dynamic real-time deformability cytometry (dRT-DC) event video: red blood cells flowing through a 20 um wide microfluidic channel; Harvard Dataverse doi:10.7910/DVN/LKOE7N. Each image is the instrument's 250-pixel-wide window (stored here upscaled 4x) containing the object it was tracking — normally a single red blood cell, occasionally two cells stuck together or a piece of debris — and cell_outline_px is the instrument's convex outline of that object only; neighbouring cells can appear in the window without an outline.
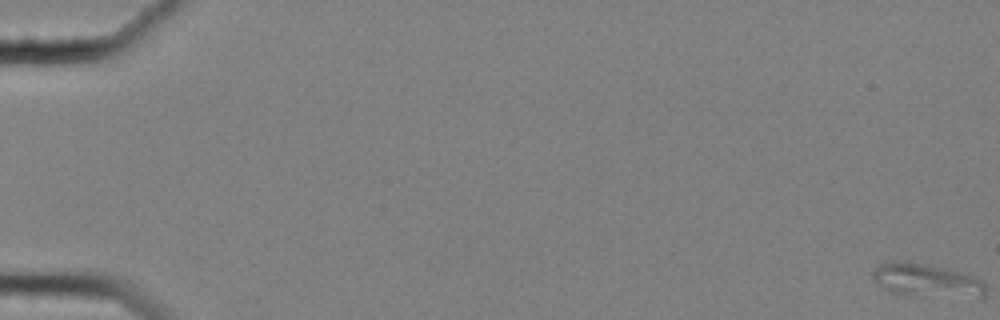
{"species": "common noctule bat (a hibernating species)", "species_latin": "Nyctalus noctula", "temperature_condition": "cold", "stored_images_in_passage": 5, "camera_frame_rate_fps": 3000, "um_per_image_px": 0.085, "animal": {"sex": "female", "body_mass_g": 25.1}, "frame": {"image": 1, "passage_image": 1, "time_ms": 0.0, "image_size_px": [1000, 320], "cell_outline_px": [[984, 296], [980, 296], [892, 292], [876, 284], [872, 276], [872, 272], [880, 264], [892, 260], [904, 260], [948, 268], [968, 272], [984, 280]], "centroid_in_image_um": [78.75, 23.74], "position_along_channel_um": 6.3, "area_um2": 21.27}}